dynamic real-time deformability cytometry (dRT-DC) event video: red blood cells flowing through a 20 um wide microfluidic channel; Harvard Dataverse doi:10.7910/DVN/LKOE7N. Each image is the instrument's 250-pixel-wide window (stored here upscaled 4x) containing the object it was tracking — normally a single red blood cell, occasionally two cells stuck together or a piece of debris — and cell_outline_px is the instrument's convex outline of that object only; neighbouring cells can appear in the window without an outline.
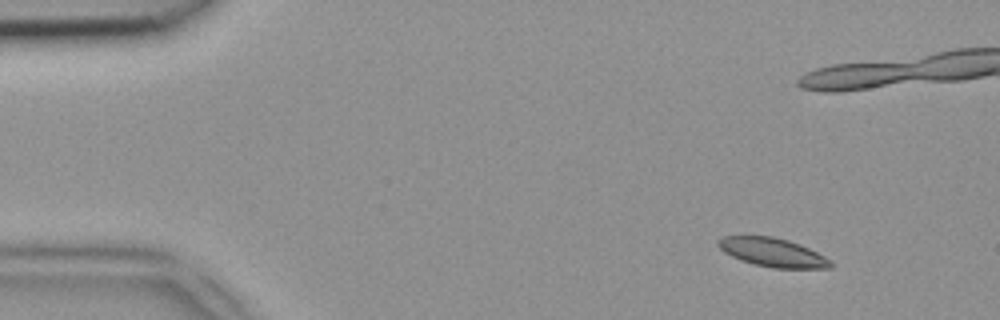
{"species": "common noctule bat (a hibernating species)", "species_latin": "Nyctalus noctula", "temperature_condition": "room temperature", "stored_images_in_passage": 46, "camera_frame_rate_fps": 3000, "um_per_image_px": 0.085, "animal": {"sex": "female", "body_mass_g": 18.4}, "frame": {"image": 1, "passage_image": 1, "time_ms": 0.0, "image_size_px": [1000, 320], "cell_outline_px": [[832, 268], [772, 268], [740, 260], [724, 252], [716, 244], [716, 240], [720, 236], [772, 236], [788, 240], [800, 244], [832, 260]], "centroid_in_image_um": [65.65, 21.44], "position_along_channel_um": 19.3, "area_um2": 18.84}}